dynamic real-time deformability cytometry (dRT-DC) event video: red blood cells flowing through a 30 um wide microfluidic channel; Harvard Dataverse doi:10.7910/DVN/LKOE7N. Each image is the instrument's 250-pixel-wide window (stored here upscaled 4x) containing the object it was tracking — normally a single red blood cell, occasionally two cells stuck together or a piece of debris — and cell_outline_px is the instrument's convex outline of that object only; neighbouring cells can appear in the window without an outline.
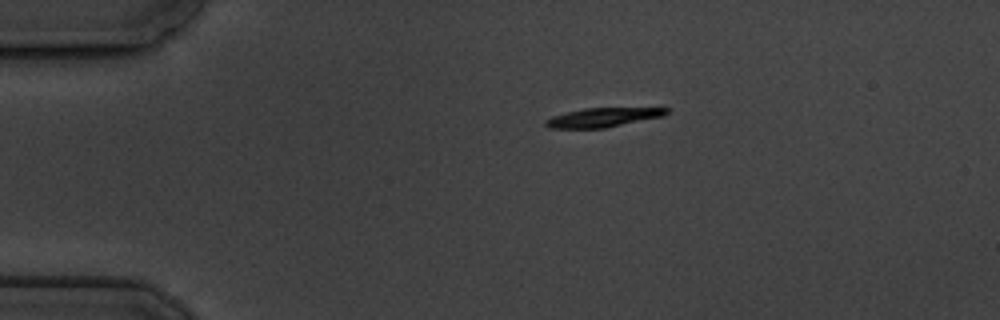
{"species": "common noctule bat (a hibernating species)", "species_latin": "Nyctalus noctula", "temperature_condition": "cold", "stored_images_in_passage": 9, "camera_frame_rate_fps": 3000, "um_per_image_px": 0.085, "animal": {"sex": "male", "body_mass_g": 19.5, "forearm_length_mm": 54.6}, "frame": {"image": 1, "passage_image": 1, "time_ms": 0.0, "image_size_px": [1000, 320], "cell_outline_px": [[668, 112], [664, 116], [604, 128], [548, 128], [544, 124], [544, 120], [552, 116], [584, 108], [668, 108]], "centroid_in_image_um": [51.22, 9.98], "position_along_channel_um": 33.8, "area_um2": 13.35}}
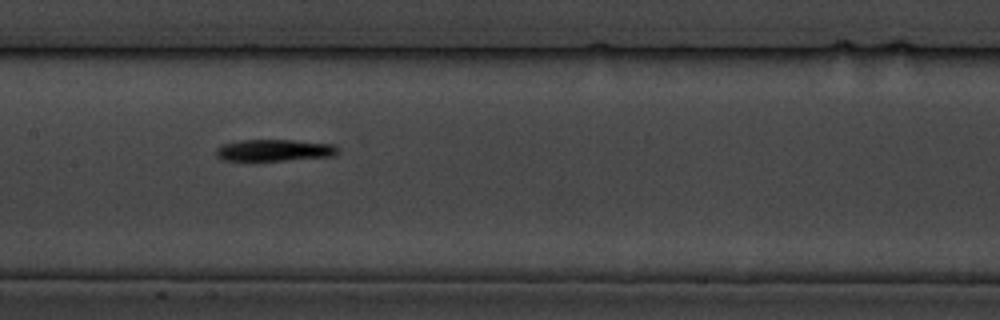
{"frame": {"image": 2, "passage_image": 6, "time_ms": 5.667, "image_size_px": [1000, 320], "cell_outline_px": [[340, 152], [332, 156], [284, 160], [224, 160], [216, 156], [216, 148], [220, 144], [236, 140], [292, 140], [336, 144], [340, 148]], "centroid_in_image_um": [23.33, 12.75], "position_along_channel_um": 184.1, "area_um2": 15.55}}
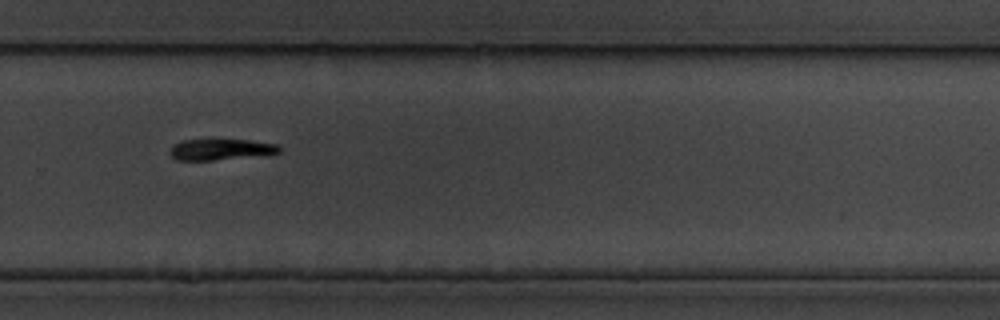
{"frame": {"image": 3, "passage_image": 9, "time_ms": 9.333, "image_size_px": [1000, 320], "cell_outline_px": [[280, 152], [268, 156], [212, 160], [176, 160], [168, 152], [176, 144], [184, 140], [252, 140], [280, 144]], "centroid_in_image_um": [18.89, 12.72], "position_along_channel_um": 310.9, "area_um2": 13.64}}